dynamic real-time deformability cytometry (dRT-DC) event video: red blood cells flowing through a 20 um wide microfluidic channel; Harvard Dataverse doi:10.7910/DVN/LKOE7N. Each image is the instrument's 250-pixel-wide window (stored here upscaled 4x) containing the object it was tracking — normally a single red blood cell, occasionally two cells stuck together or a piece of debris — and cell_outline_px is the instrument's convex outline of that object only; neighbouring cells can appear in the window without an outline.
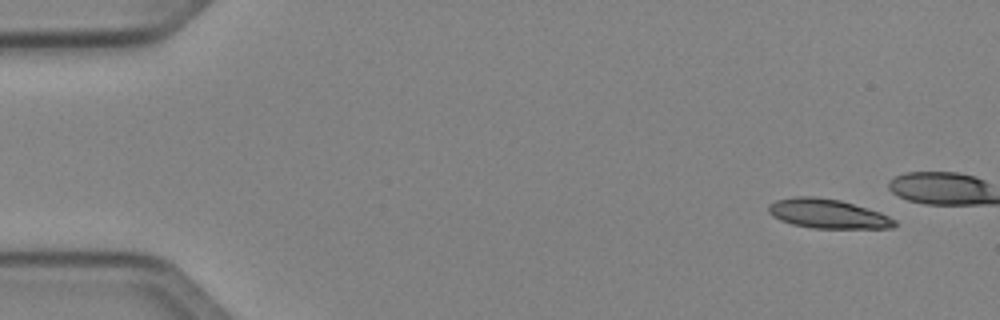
{"species": "Egyptian fruit bat (a non-hibernating species)", "species_latin": "Rousettus aegyptiacus", "temperature_condition": "cold", "stored_images_in_passage": 15, "camera_frame_rate_fps": 3000, "um_per_image_px": 0.085, "animal": {"sex": "female"}, "frame": {"image": 1, "passage_image": 3, "time_ms": 0.667, "image_size_px": [1000, 320], "cell_outline_px": [[896, 224], [892, 228], [812, 228], [792, 224], [780, 220], [772, 216], [768, 212], [768, 204], [776, 200], [796, 196], [816, 196], [840, 200], [880, 212], [896, 220]], "centroid_in_image_um": [70.33, 18.16], "position_along_channel_um": 14.7, "area_um2": 21.56}}